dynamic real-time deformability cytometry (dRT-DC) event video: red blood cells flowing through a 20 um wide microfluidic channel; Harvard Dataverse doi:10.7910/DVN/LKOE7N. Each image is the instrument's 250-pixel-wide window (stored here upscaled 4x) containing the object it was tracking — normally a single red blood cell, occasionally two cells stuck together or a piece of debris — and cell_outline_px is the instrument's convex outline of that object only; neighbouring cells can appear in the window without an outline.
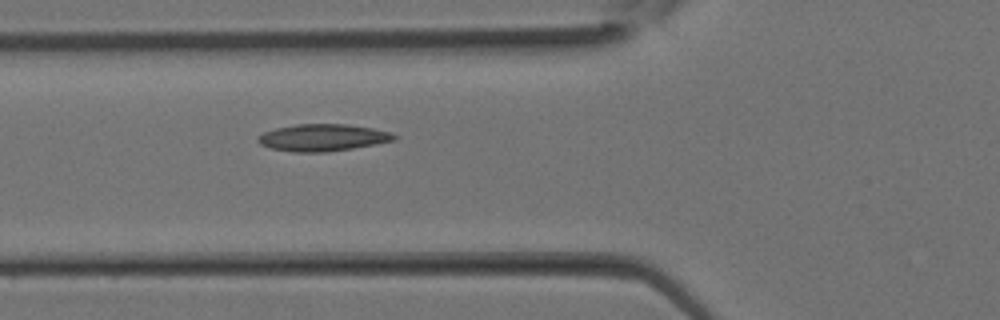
{"species": "Egyptian fruit bat (a non-hibernating species)", "species_latin": "Rousettus aegyptiacus", "temperature_condition": "room temperature", "stored_images_in_passage": 4, "camera_frame_rate_fps": 3000, "um_per_image_px": 0.085, "animal": {"sex": "female"}, "frame": {"image": 1, "passage_image": 4, "time_ms": 1.0, "image_size_px": [1000, 320], "cell_outline_px": [[400, 136], [396, 140], [376, 144], [328, 152], [296, 152], [272, 148], [260, 144], [256, 140], [256, 136], [264, 132], [276, 128], [296, 124], [348, 124], [372, 128], [388, 132]], "centroid_in_image_um": [27.44, 11.69], "position_along_channel_um": 98.4, "area_um2": 21.44}}